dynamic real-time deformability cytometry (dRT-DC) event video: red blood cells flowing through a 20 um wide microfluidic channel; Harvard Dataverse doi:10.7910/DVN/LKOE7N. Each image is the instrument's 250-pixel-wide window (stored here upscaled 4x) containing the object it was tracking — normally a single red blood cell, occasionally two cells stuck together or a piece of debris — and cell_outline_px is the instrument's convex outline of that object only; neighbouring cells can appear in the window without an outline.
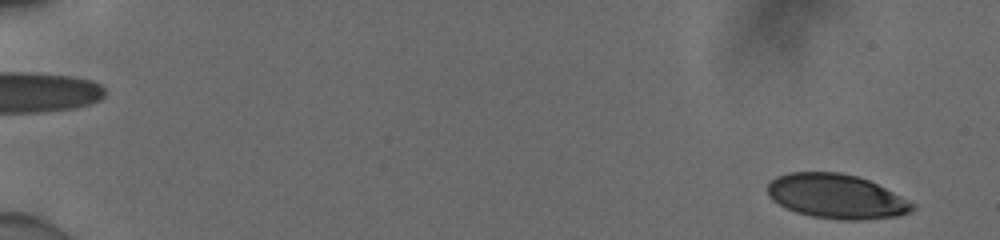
{"species": "human", "species_latin": "Homo sapiens", "temperature_condition": "cold", "stored_images_in_passage": 55, "camera_frame_rate_fps": 3000, "um_per_image_px": 0.085, "donor": {"sex": "male"}, "frame": {"image": 1, "passage_image": 3, "time_ms": 0.667, "image_size_px": [1000, 240], "cell_outline_px": [[916, 208], [900, 216], [864, 220], [840, 220], [812, 216], [796, 212], [772, 200], [768, 196], [768, 184], [776, 176], [788, 172], [836, 172], [856, 176], [868, 180], [916, 204]], "centroid_in_image_um": [71.09, 16.7], "position_along_channel_um": 13.9, "area_um2": 37.34}}
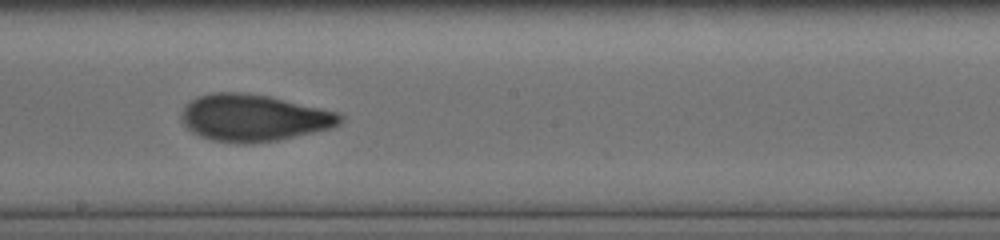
{"frame": {"image": 2, "passage_image": 33, "time_ms": 10.667, "image_size_px": [1000, 240], "cell_outline_px": [[344, 120], [340, 124], [332, 128], [276, 140], [244, 144], [240, 144], [212, 140], [200, 136], [192, 132], [180, 120], [180, 112], [188, 100], [196, 96], [212, 92], [244, 92], [268, 96], [340, 112], [344, 116]], "centroid_in_image_um": [21.53, 10.0], "position_along_channel_um": 226.7, "area_um2": 43.75}}
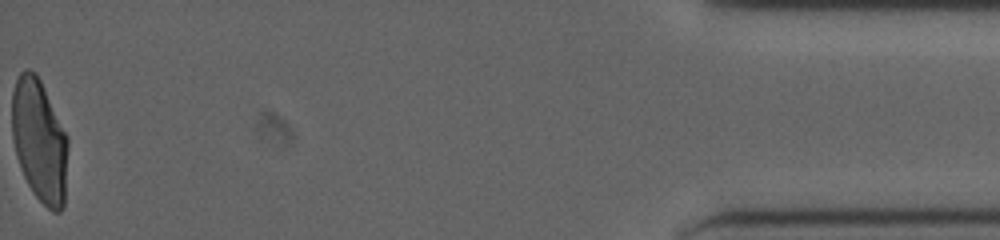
{"frame": {"image": 3, "passage_image": 55, "time_ms": 18.0, "image_size_px": [1000, 240], "cell_outline_px": [[68, 148], [64, 208], [60, 212], [52, 212], [32, 192], [20, 168], [16, 156], [12, 136], [12, 92], [16, 80], [20, 72], [24, 68], [28, 68], [36, 72], [68, 136]], "centroid_in_image_um": [3.35, 11.96], "position_along_channel_um": 431.8, "area_um2": 40.4}, "authors_computed_cell_mechanics": {"area_um2": 40.749, "velocity_mm_per_s": 3.9067, "shape_relaxation_time_tau1_ms": 5.8962, "shape_relaxation_time_tau2_ms": 1.3027, "deformation_change_tau1": 0.2007, "deformation_change_tau2": 0.07}}